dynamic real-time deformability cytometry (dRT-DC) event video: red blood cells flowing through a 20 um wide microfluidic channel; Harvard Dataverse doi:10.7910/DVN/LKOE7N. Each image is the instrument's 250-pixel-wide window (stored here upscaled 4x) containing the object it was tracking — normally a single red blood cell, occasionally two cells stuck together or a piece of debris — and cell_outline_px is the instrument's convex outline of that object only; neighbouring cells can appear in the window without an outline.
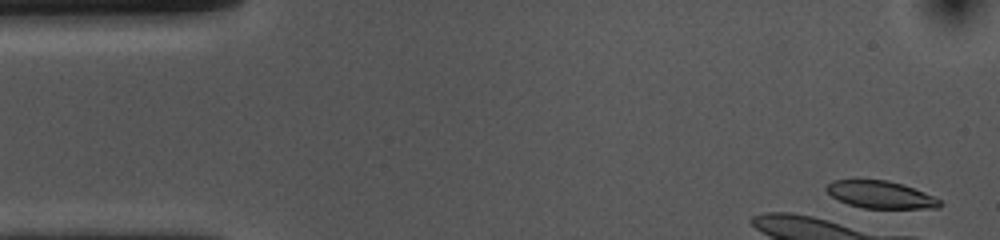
{"species": "common noctule bat (a hibernating species)", "species_latin": "Nyctalus noctula", "temperature_condition": "cold", "stored_images_in_passage": 5, "camera_frame_rate_fps": 3000, "um_per_image_px": 0.085, "animal": {"sex": "female", "body_mass_g": 10.0, "forearm_length_mm": 53.1}, "frame": {"image": 1, "passage_image": 2, "time_ms": 0.333, "image_size_px": [1000, 240], "cell_outline_px": [[944, 204], [940, 208], [864, 208], [848, 204], [832, 196], [824, 188], [832, 180], [888, 180], [904, 184], [924, 192], [940, 200]], "centroid_in_image_um": [74.88, 16.54], "position_along_channel_um": 10.1, "area_um2": 18.03}}